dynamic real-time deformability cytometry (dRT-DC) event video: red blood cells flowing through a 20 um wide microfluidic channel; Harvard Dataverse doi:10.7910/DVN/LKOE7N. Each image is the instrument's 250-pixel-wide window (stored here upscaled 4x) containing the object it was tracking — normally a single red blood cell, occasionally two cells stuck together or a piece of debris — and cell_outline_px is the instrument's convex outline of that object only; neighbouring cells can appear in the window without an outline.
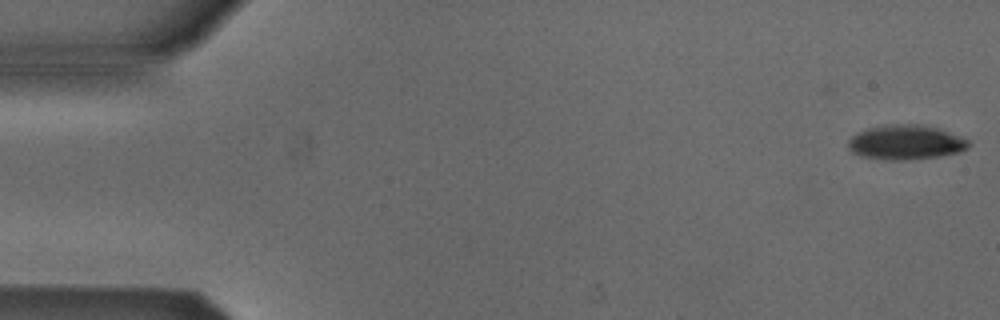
{"species": "Egyptian fruit bat (a non-hibernating species)", "species_latin": "Rousettus aegyptiacus", "temperature_condition": "cold", "stored_images_in_passage": 6, "segment_of_instrument_passage": [1, 2], "camera_frame_rate_fps": 3000, "um_per_image_px": 0.085, "animal": {"sex": "male"}, "frame": {"image": 1, "passage_image": 1, "time_ms": 0.0, "image_size_px": [1000, 320], "cell_outline_px": [[972, 144], [968, 148], [960, 152], [940, 156], [908, 160], [888, 160], [860, 156], [852, 152], [848, 148], [848, 140], [852, 136], [868, 128], [896, 124], [920, 124], [936, 128], [948, 132], [968, 140]], "centroid_in_image_um": [77.0, 12.11], "position_along_channel_um": 8.0, "area_um2": 24.16}}